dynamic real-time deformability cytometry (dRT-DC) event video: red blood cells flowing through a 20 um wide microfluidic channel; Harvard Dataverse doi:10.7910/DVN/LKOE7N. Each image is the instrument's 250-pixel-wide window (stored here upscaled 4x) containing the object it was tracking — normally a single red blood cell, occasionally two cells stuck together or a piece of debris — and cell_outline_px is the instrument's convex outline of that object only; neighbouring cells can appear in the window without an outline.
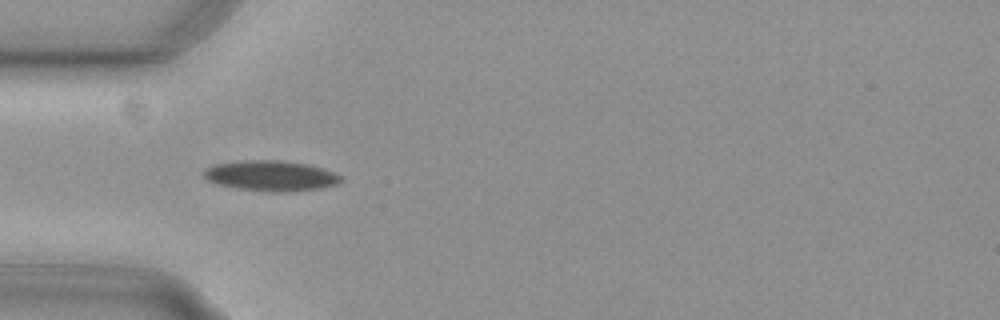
{"species": "common noctule bat (a hibernating species)", "species_latin": "Nyctalus noctula", "temperature_condition": "cold", "stored_images_in_passage": 40, "camera_frame_rate_fps": 3000, "um_per_image_px": 0.085, "animal": {"sex": "female", "body_mass_g": 29.2, "forearm_length_mm": 56.3}, "frame": {"image": 1, "passage_image": 2, "time_ms": 0.333, "image_size_px": [1000, 320], "cell_outline_px": [[340, 180], [336, 184], [320, 188], [284, 192], [272, 192], [236, 188], [216, 184], [208, 180], [204, 176], [204, 168], [216, 164], [244, 160], [284, 160], [308, 164], [332, 172], [340, 176]], "centroid_in_image_um": [22.97, 14.93], "position_along_channel_um": 62.0, "area_um2": 24.1}}
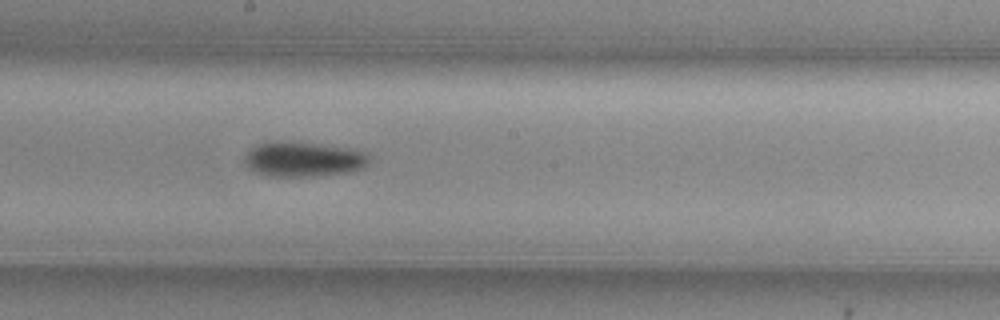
{"frame": {"image": 2, "passage_image": 15, "time_ms": 4.667, "image_size_px": [1000, 320], "cell_outline_px": [[368, 164], [364, 168], [352, 172], [316, 176], [264, 176], [248, 168], [244, 164], [244, 156], [252, 148], [260, 144], [308, 144], [348, 148], [360, 152], [368, 156]], "centroid_in_image_um": [25.79, 13.61], "position_along_channel_um": 222.4, "area_um2": 24.33}}
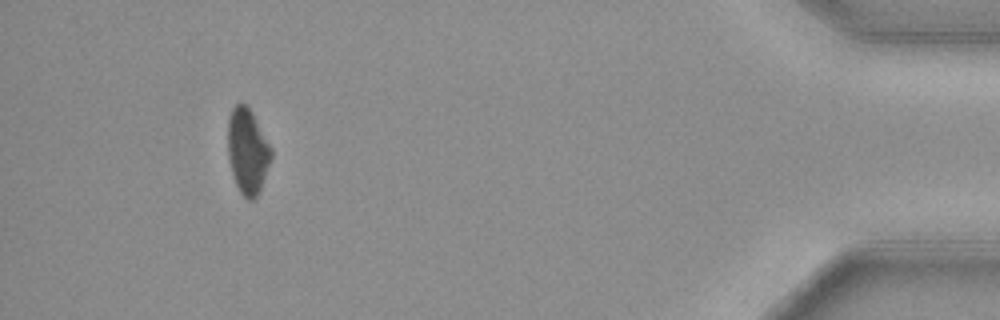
{"frame": {"image": 3, "passage_image": 36, "time_ms": 11.667, "image_size_px": [1000, 320], "cell_outline_px": [[272, 156], [260, 188], [256, 196], [252, 200], [248, 200], [240, 192], [236, 184], [232, 172], [228, 156], [228, 116], [232, 108], [240, 100], [252, 112], [272, 148]], "centroid_in_image_um": [21.03, 12.8], "position_along_channel_um": 414.2, "area_um2": 21.39}, "authors_computed_cell_mechanics": {"area_um2": 23.3801, "velocity_mm_per_s": 3.7419, "shape_relaxation_time_tau1_ms": 4.5314, "shape_relaxation_time_tau2_ms": null, "deformation_change_tau1": 0.1284, "deformation_change_tau2": null}}